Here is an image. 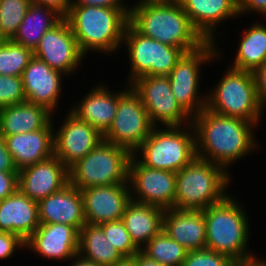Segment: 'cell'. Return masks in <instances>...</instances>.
Wrapping results in <instances>:
<instances>
[{
    "label": "cell",
    "mask_w": 266,
    "mask_h": 266,
    "mask_svg": "<svg viewBox=\"0 0 266 266\" xmlns=\"http://www.w3.org/2000/svg\"><path fill=\"white\" fill-rule=\"evenodd\" d=\"M196 157L228 167L259 149L254 134L255 123L236 117H225L204 108L192 117ZM254 128V129H253Z\"/></svg>",
    "instance_id": "6da1fadb"
},
{
    "label": "cell",
    "mask_w": 266,
    "mask_h": 266,
    "mask_svg": "<svg viewBox=\"0 0 266 266\" xmlns=\"http://www.w3.org/2000/svg\"><path fill=\"white\" fill-rule=\"evenodd\" d=\"M129 23L141 34L185 53L206 40L193 27L178 0L143 1L130 5Z\"/></svg>",
    "instance_id": "7a4b0ae2"
},
{
    "label": "cell",
    "mask_w": 266,
    "mask_h": 266,
    "mask_svg": "<svg viewBox=\"0 0 266 266\" xmlns=\"http://www.w3.org/2000/svg\"><path fill=\"white\" fill-rule=\"evenodd\" d=\"M130 8L70 6L68 21L79 48L84 55L90 52L111 54L123 45L129 24Z\"/></svg>",
    "instance_id": "3957f363"
},
{
    "label": "cell",
    "mask_w": 266,
    "mask_h": 266,
    "mask_svg": "<svg viewBox=\"0 0 266 266\" xmlns=\"http://www.w3.org/2000/svg\"><path fill=\"white\" fill-rule=\"evenodd\" d=\"M228 194L219 203L203 211L206 225V247L232 260L260 259L249 250V218L245 207ZM249 250V251H248Z\"/></svg>",
    "instance_id": "277c9868"
},
{
    "label": "cell",
    "mask_w": 266,
    "mask_h": 266,
    "mask_svg": "<svg viewBox=\"0 0 266 266\" xmlns=\"http://www.w3.org/2000/svg\"><path fill=\"white\" fill-rule=\"evenodd\" d=\"M231 175L223 167L195 157L176 172L174 208L205 210L228 194Z\"/></svg>",
    "instance_id": "5b68a950"
},
{
    "label": "cell",
    "mask_w": 266,
    "mask_h": 266,
    "mask_svg": "<svg viewBox=\"0 0 266 266\" xmlns=\"http://www.w3.org/2000/svg\"><path fill=\"white\" fill-rule=\"evenodd\" d=\"M133 155L147 167L176 173L196 157L194 128L192 124L154 127Z\"/></svg>",
    "instance_id": "8992f818"
},
{
    "label": "cell",
    "mask_w": 266,
    "mask_h": 266,
    "mask_svg": "<svg viewBox=\"0 0 266 266\" xmlns=\"http://www.w3.org/2000/svg\"><path fill=\"white\" fill-rule=\"evenodd\" d=\"M227 67L218 84L209 94H205L206 109L221 116L236 117L257 125L261 122L264 110L258 100L253 72Z\"/></svg>",
    "instance_id": "52a82bcc"
},
{
    "label": "cell",
    "mask_w": 266,
    "mask_h": 266,
    "mask_svg": "<svg viewBox=\"0 0 266 266\" xmlns=\"http://www.w3.org/2000/svg\"><path fill=\"white\" fill-rule=\"evenodd\" d=\"M131 156L127 149L102 140L69 168V183L79 190L128 183Z\"/></svg>",
    "instance_id": "ba28073f"
},
{
    "label": "cell",
    "mask_w": 266,
    "mask_h": 266,
    "mask_svg": "<svg viewBox=\"0 0 266 266\" xmlns=\"http://www.w3.org/2000/svg\"><path fill=\"white\" fill-rule=\"evenodd\" d=\"M216 44L214 41H206L198 49L184 53L167 75L172 94L191 117L206 108L207 96L199 92L201 66L220 57L222 52Z\"/></svg>",
    "instance_id": "9c48e42d"
},
{
    "label": "cell",
    "mask_w": 266,
    "mask_h": 266,
    "mask_svg": "<svg viewBox=\"0 0 266 266\" xmlns=\"http://www.w3.org/2000/svg\"><path fill=\"white\" fill-rule=\"evenodd\" d=\"M130 61L127 81L130 84L141 76H167L185 53L181 48L163 44L139 33L130 23L123 43Z\"/></svg>",
    "instance_id": "30bf717a"
},
{
    "label": "cell",
    "mask_w": 266,
    "mask_h": 266,
    "mask_svg": "<svg viewBox=\"0 0 266 266\" xmlns=\"http://www.w3.org/2000/svg\"><path fill=\"white\" fill-rule=\"evenodd\" d=\"M118 91V107L114 121L103 140L127 149L133 154L155 127L139 96L127 84Z\"/></svg>",
    "instance_id": "8fae6325"
},
{
    "label": "cell",
    "mask_w": 266,
    "mask_h": 266,
    "mask_svg": "<svg viewBox=\"0 0 266 266\" xmlns=\"http://www.w3.org/2000/svg\"><path fill=\"white\" fill-rule=\"evenodd\" d=\"M129 86L139 96L148 112L151 123L155 127H162L163 125H183L182 127H184L187 124H192V117L181 107L172 94L167 76H141L132 81ZM159 122L162 126L158 124Z\"/></svg>",
    "instance_id": "7c38bea8"
},
{
    "label": "cell",
    "mask_w": 266,
    "mask_h": 266,
    "mask_svg": "<svg viewBox=\"0 0 266 266\" xmlns=\"http://www.w3.org/2000/svg\"><path fill=\"white\" fill-rule=\"evenodd\" d=\"M128 183L131 200L172 209L175 202L176 173L143 165L133 154L129 161Z\"/></svg>",
    "instance_id": "4fadbf2b"
},
{
    "label": "cell",
    "mask_w": 266,
    "mask_h": 266,
    "mask_svg": "<svg viewBox=\"0 0 266 266\" xmlns=\"http://www.w3.org/2000/svg\"><path fill=\"white\" fill-rule=\"evenodd\" d=\"M34 56L66 76L74 74L86 57L65 18L45 32L34 50Z\"/></svg>",
    "instance_id": "5bb4252c"
},
{
    "label": "cell",
    "mask_w": 266,
    "mask_h": 266,
    "mask_svg": "<svg viewBox=\"0 0 266 266\" xmlns=\"http://www.w3.org/2000/svg\"><path fill=\"white\" fill-rule=\"evenodd\" d=\"M66 116L54 131V155L69 169L91 152L103 140V135L70 110Z\"/></svg>",
    "instance_id": "9a60e30c"
},
{
    "label": "cell",
    "mask_w": 266,
    "mask_h": 266,
    "mask_svg": "<svg viewBox=\"0 0 266 266\" xmlns=\"http://www.w3.org/2000/svg\"><path fill=\"white\" fill-rule=\"evenodd\" d=\"M86 223L100 225L122 220L131 201L129 183L88 187L80 190Z\"/></svg>",
    "instance_id": "2e32d148"
},
{
    "label": "cell",
    "mask_w": 266,
    "mask_h": 266,
    "mask_svg": "<svg viewBox=\"0 0 266 266\" xmlns=\"http://www.w3.org/2000/svg\"><path fill=\"white\" fill-rule=\"evenodd\" d=\"M69 183V169L55 155L18 171V190L39 202Z\"/></svg>",
    "instance_id": "e0dca14e"
},
{
    "label": "cell",
    "mask_w": 266,
    "mask_h": 266,
    "mask_svg": "<svg viewBox=\"0 0 266 266\" xmlns=\"http://www.w3.org/2000/svg\"><path fill=\"white\" fill-rule=\"evenodd\" d=\"M79 232L61 223L40 224L25 241V250H33L40 257L51 260H72L78 253Z\"/></svg>",
    "instance_id": "ac0fdd59"
},
{
    "label": "cell",
    "mask_w": 266,
    "mask_h": 266,
    "mask_svg": "<svg viewBox=\"0 0 266 266\" xmlns=\"http://www.w3.org/2000/svg\"><path fill=\"white\" fill-rule=\"evenodd\" d=\"M62 76L66 75L34 56L22 74L26 101L44 106L54 114L62 95Z\"/></svg>",
    "instance_id": "d6986e66"
},
{
    "label": "cell",
    "mask_w": 266,
    "mask_h": 266,
    "mask_svg": "<svg viewBox=\"0 0 266 266\" xmlns=\"http://www.w3.org/2000/svg\"><path fill=\"white\" fill-rule=\"evenodd\" d=\"M38 213L40 224H67L78 232L86 224L81 192L70 183L60 191L40 200Z\"/></svg>",
    "instance_id": "ffe728a7"
},
{
    "label": "cell",
    "mask_w": 266,
    "mask_h": 266,
    "mask_svg": "<svg viewBox=\"0 0 266 266\" xmlns=\"http://www.w3.org/2000/svg\"><path fill=\"white\" fill-rule=\"evenodd\" d=\"M193 27L206 41H215L216 27L239 16L238 0H178ZM227 19V20H226ZM216 35V36H215Z\"/></svg>",
    "instance_id": "44dd1931"
},
{
    "label": "cell",
    "mask_w": 266,
    "mask_h": 266,
    "mask_svg": "<svg viewBox=\"0 0 266 266\" xmlns=\"http://www.w3.org/2000/svg\"><path fill=\"white\" fill-rule=\"evenodd\" d=\"M53 123L52 120L44 129L34 132L4 137L18 171L54 155Z\"/></svg>",
    "instance_id": "7402d4cb"
},
{
    "label": "cell",
    "mask_w": 266,
    "mask_h": 266,
    "mask_svg": "<svg viewBox=\"0 0 266 266\" xmlns=\"http://www.w3.org/2000/svg\"><path fill=\"white\" fill-rule=\"evenodd\" d=\"M163 230L187 251L206 247V225L202 210L165 209Z\"/></svg>",
    "instance_id": "603a6c76"
},
{
    "label": "cell",
    "mask_w": 266,
    "mask_h": 266,
    "mask_svg": "<svg viewBox=\"0 0 266 266\" xmlns=\"http://www.w3.org/2000/svg\"><path fill=\"white\" fill-rule=\"evenodd\" d=\"M39 226L38 202L19 190L0 201V231L14 233L25 242Z\"/></svg>",
    "instance_id": "cb8c5ba5"
},
{
    "label": "cell",
    "mask_w": 266,
    "mask_h": 266,
    "mask_svg": "<svg viewBox=\"0 0 266 266\" xmlns=\"http://www.w3.org/2000/svg\"><path fill=\"white\" fill-rule=\"evenodd\" d=\"M108 89L104 84L93 86L70 110L102 135L111 127L118 107V91Z\"/></svg>",
    "instance_id": "d4e9b609"
},
{
    "label": "cell",
    "mask_w": 266,
    "mask_h": 266,
    "mask_svg": "<svg viewBox=\"0 0 266 266\" xmlns=\"http://www.w3.org/2000/svg\"><path fill=\"white\" fill-rule=\"evenodd\" d=\"M46 107L27 101L0 109V133L5 136L44 129L54 118Z\"/></svg>",
    "instance_id": "484cf974"
},
{
    "label": "cell",
    "mask_w": 266,
    "mask_h": 266,
    "mask_svg": "<svg viewBox=\"0 0 266 266\" xmlns=\"http://www.w3.org/2000/svg\"><path fill=\"white\" fill-rule=\"evenodd\" d=\"M165 210L131 200L122 216L132 241L141 249L163 229Z\"/></svg>",
    "instance_id": "4316f807"
},
{
    "label": "cell",
    "mask_w": 266,
    "mask_h": 266,
    "mask_svg": "<svg viewBox=\"0 0 266 266\" xmlns=\"http://www.w3.org/2000/svg\"><path fill=\"white\" fill-rule=\"evenodd\" d=\"M62 19L63 17L55 10L32 2L11 40L34 51L45 32Z\"/></svg>",
    "instance_id": "83f0119b"
},
{
    "label": "cell",
    "mask_w": 266,
    "mask_h": 266,
    "mask_svg": "<svg viewBox=\"0 0 266 266\" xmlns=\"http://www.w3.org/2000/svg\"><path fill=\"white\" fill-rule=\"evenodd\" d=\"M77 254L99 266H112L123 258L107 240L102 227L89 223L79 230Z\"/></svg>",
    "instance_id": "f1b7e54d"
},
{
    "label": "cell",
    "mask_w": 266,
    "mask_h": 266,
    "mask_svg": "<svg viewBox=\"0 0 266 266\" xmlns=\"http://www.w3.org/2000/svg\"><path fill=\"white\" fill-rule=\"evenodd\" d=\"M242 39L238 44L236 56L230 68L254 72L266 63V24L254 22L251 27L245 28Z\"/></svg>",
    "instance_id": "f546056e"
},
{
    "label": "cell",
    "mask_w": 266,
    "mask_h": 266,
    "mask_svg": "<svg viewBox=\"0 0 266 266\" xmlns=\"http://www.w3.org/2000/svg\"><path fill=\"white\" fill-rule=\"evenodd\" d=\"M140 250L162 266H182L188 253L182 245L171 239L163 229Z\"/></svg>",
    "instance_id": "4dcf8cb0"
},
{
    "label": "cell",
    "mask_w": 266,
    "mask_h": 266,
    "mask_svg": "<svg viewBox=\"0 0 266 266\" xmlns=\"http://www.w3.org/2000/svg\"><path fill=\"white\" fill-rule=\"evenodd\" d=\"M33 57L34 51L31 48L6 40L0 45V74L22 77L23 71Z\"/></svg>",
    "instance_id": "1f68e13d"
},
{
    "label": "cell",
    "mask_w": 266,
    "mask_h": 266,
    "mask_svg": "<svg viewBox=\"0 0 266 266\" xmlns=\"http://www.w3.org/2000/svg\"><path fill=\"white\" fill-rule=\"evenodd\" d=\"M32 0H1L0 29L7 40H11L17 32Z\"/></svg>",
    "instance_id": "d6a6232c"
},
{
    "label": "cell",
    "mask_w": 266,
    "mask_h": 266,
    "mask_svg": "<svg viewBox=\"0 0 266 266\" xmlns=\"http://www.w3.org/2000/svg\"><path fill=\"white\" fill-rule=\"evenodd\" d=\"M100 226L107 240L123 257L134 256L140 250L132 241L122 220L103 223Z\"/></svg>",
    "instance_id": "836d02e7"
},
{
    "label": "cell",
    "mask_w": 266,
    "mask_h": 266,
    "mask_svg": "<svg viewBox=\"0 0 266 266\" xmlns=\"http://www.w3.org/2000/svg\"><path fill=\"white\" fill-rule=\"evenodd\" d=\"M25 101L22 77L0 74V109Z\"/></svg>",
    "instance_id": "e575fe53"
},
{
    "label": "cell",
    "mask_w": 266,
    "mask_h": 266,
    "mask_svg": "<svg viewBox=\"0 0 266 266\" xmlns=\"http://www.w3.org/2000/svg\"><path fill=\"white\" fill-rule=\"evenodd\" d=\"M233 260L207 248L188 251L182 266H228Z\"/></svg>",
    "instance_id": "d590c367"
},
{
    "label": "cell",
    "mask_w": 266,
    "mask_h": 266,
    "mask_svg": "<svg viewBox=\"0 0 266 266\" xmlns=\"http://www.w3.org/2000/svg\"><path fill=\"white\" fill-rule=\"evenodd\" d=\"M18 248H25V242L18 235L0 231V260L12 257Z\"/></svg>",
    "instance_id": "8d00e7d4"
},
{
    "label": "cell",
    "mask_w": 266,
    "mask_h": 266,
    "mask_svg": "<svg viewBox=\"0 0 266 266\" xmlns=\"http://www.w3.org/2000/svg\"><path fill=\"white\" fill-rule=\"evenodd\" d=\"M18 190V172L0 171V201Z\"/></svg>",
    "instance_id": "74e56055"
},
{
    "label": "cell",
    "mask_w": 266,
    "mask_h": 266,
    "mask_svg": "<svg viewBox=\"0 0 266 266\" xmlns=\"http://www.w3.org/2000/svg\"><path fill=\"white\" fill-rule=\"evenodd\" d=\"M259 103L264 110L266 106V63L253 72Z\"/></svg>",
    "instance_id": "f35d334b"
},
{
    "label": "cell",
    "mask_w": 266,
    "mask_h": 266,
    "mask_svg": "<svg viewBox=\"0 0 266 266\" xmlns=\"http://www.w3.org/2000/svg\"><path fill=\"white\" fill-rule=\"evenodd\" d=\"M238 12L240 16L250 12L266 16V0H238Z\"/></svg>",
    "instance_id": "ab89813d"
},
{
    "label": "cell",
    "mask_w": 266,
    "mask_h": 266,
    "mask_svg": "<svg viewBox=\"0 0 266 266\" xmlns=\"http://www.w3.org/2000/svg\"><path fill=\"white\" fill-rule=\"evenodd\" d=\"M0 171L18 172L14 160L7 149L4 136L0 133Z\"/></svg>",
    "instance_id": "60d3db41"
},
{
    "label": "cell",
    "mask_w": 266,
    "mask_h": 266,
    "mask_svg": "<svg viewBox=\"0 0 266 266\" xmlns=\"http://www.w3.org/2000/svg\"><path fill=\"white\" fill-rule=\"evenodd\" d=\"M124 0H72L71 6H97L108 8H130Z\"/></svg>",
    "instance_id": "b9f144b4"
},
{
    "label": "cell",
    "mask_w": 266,
    "mask_h": 266,
    "mask_svg": "<svg viewBox=\"0 0 266 266\" xmlns=\"http://www.w3.org/2000/svg\"><path fill=\"white\" fill-rule=\"evenodd\" d=\"M32 2L49 7L65 18L69 12L72 0H32Z\"/></svg>",
    "instance_id": "7bdbcfd3"
},
{
    "label": "cell",
    "mask_w": 266,
    "mask_h": 266,
    "mask_svg": "<svg viewBox=\"0 0 266 266\" xmlns=\"http://www.w3.org/2000/svg\"><path fill=\"white\" fill-rule=\"evenodd\" d=\"M135 260L137 261V266H162L154 259L145 255L141 250L135 254Z\"/></svg>",
    "instance_id": "ee69618b"
},
{
    "label": "cell",
    "mask_w": 266,
    "mask_h": 266,
    "mask_svg": "<svg viewBox=\"0 0 266 266\" xmlns=\"http://www.w3.org/2000/svg\"><path fill=\"white\" fill-rule=\"evenodd\" d=\"M70 266H99V265L92 261L86 260L77 254L75 258L72 259V263L70 264Z\"/></svg>",
    "instance_id": "f6af8a7d"
},
{
    "label": "cell",
    "mask_w": 266,
    "mask_h": 266,
    "mask_svg": "<svg viewBox=\"0 0 266 266\" xmlns=\"http://www.w3.org/2000/svg\"><path fill=\"white\" fill-rule=\"evenodd\" d=\"M261 259L233 260L228 266H255Z\"/></svg>",
    "instance_id": "bcb514c9"
},
{
    "label": "cell",
    "mask_w": 266,
    "mask_h": 266,
    "mask_svg": "<svg viewBox=\"0 0 266 266\" xmlns=\"http://www.w3.org/2000/svg\"><path fill=\"white\" fill-rule=\"evenodd\" d=\"M112 266H137V261L135 260V255L131 257H123Z\"/></svg>",
    "instance_id": "7dc6e473"
},
{
    "label": "cell",
    "mask_w": 266,
    "mask_h": 266,
    "mask_svg": "<svg viewBox=\"0 0 266 266\" xmlns=\"http://www.w3.org/2000/svg\"><path fill=\"white\" fill-rule=\"evenodd\" d=\"M6 40H7L6 37L3 35L0 29V45L3 44Z\"/></svg>",
    "instance_id": "c3c4849f"
},
{
    "label": "cell",
    "mask_w": 266,
    "mask_h": 266,
    "mask_svg": "<svg viewBox=\"0 0 266 266\" xmlns=\"http://www.w3.org/2000/svg\"><path fill=\"white\" fill-rule=\"evenodd\" d=\"M262 260H260L255 266H266V260H264L263 258H261Z\"/></svg>",
    "instance_id": "681fc988"
},
{
    "label": "cell",
    "mask_w": 266,
    "mask_h": 266,
    "mask_svg": "<svg viewBox=\"0 0 266 266\" xmlns=\"http://www.w3.org/2000/svg\"><path fill=\"white\" fill-rule=\"evenodd\" d=\"M143 1H166V0H138L135 3L143 2Z\"/></svg>",
    "instance_id": "f907efd6"
}]
</instances>
